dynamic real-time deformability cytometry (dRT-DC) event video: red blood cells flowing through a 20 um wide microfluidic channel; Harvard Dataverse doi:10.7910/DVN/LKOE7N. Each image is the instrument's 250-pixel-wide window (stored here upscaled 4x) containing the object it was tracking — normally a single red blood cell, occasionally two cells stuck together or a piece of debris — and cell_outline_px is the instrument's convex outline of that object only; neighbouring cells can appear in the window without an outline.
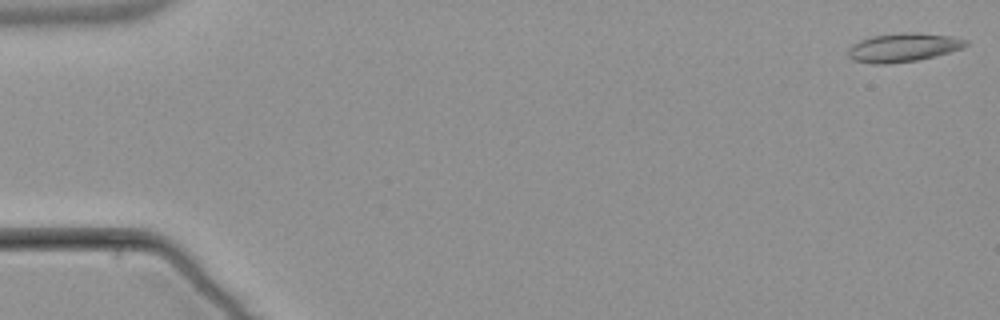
{"species": "common noctule bat (a hibernating species)", "species_latin": "Nyctalus noctula", "temperature_condition": "warm", "stored_images_in_passage": 5, "camera_frame_rate_fps": 3000, "um_per_image_px": 0.085, "animal": {"sex": "male", "body_mass_g": 21.5, "forearm_length_mm": 52.0}, "frame": {"image": 1, "passage_image": 1, "time_ms": 0.0, "image_size_px": [1000, 320], "cell_outline_px": [[968, 44], [964, 48], [936, 56], [916, 60], [888, 64], [872, 64], [852, 60], [848, 56], [848, 48], [852, 44], [860, 40], [872, 36], [904, 32], [916, 32], [952, 36], [968, 40]], "centroid_in_image_um": [76.78, 4.03], "position_along_channel_um": 8.2, "area_um2": 19.88}}